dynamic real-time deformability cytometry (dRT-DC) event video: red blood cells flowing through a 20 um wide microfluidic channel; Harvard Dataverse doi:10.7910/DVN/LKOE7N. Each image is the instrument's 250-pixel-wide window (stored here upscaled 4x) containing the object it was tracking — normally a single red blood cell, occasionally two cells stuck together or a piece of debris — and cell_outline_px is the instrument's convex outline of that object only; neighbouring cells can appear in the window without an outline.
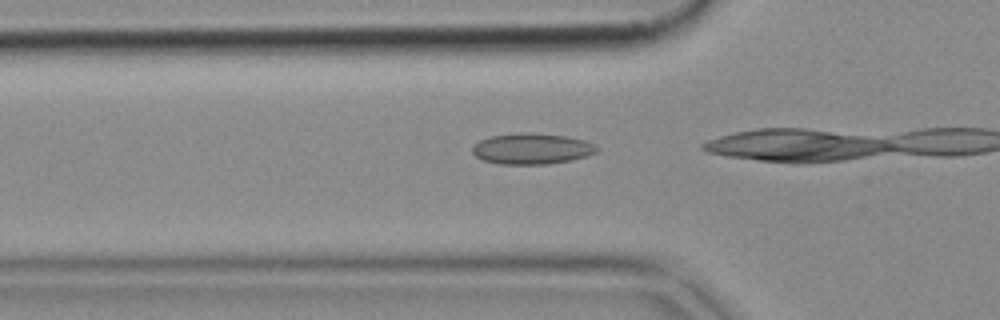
{"species": "common noctule bat (a hibernating species)", "species_latin": "Nyctalus noctula", "temperature_condition": "cold", "stored_images_in_passage": 5, "camera_frame_rate_fps": 3000, "um_per_image_px": 0.085, "animal": {"sex": "female", "body_mass_g": 18.4}, "frame": {"image": 1, "passage_image": 2, "time_ms": 0.333, "image_size_px": [1000, 320], "cell_outline_px": [[600, 148], [596, 152], [584, 156], [568, 160], [548, 164], [500, 164], [484, 160], [476, 156], [472, 152], [472, 148], [480, 140], [488, 136], [520, 132], [524, 132], [564, 136], [584, 140]], "centroid_in_image_um": [45.16, 12.63], "position_along_channel_um": 80.6, "area_um2": 22.14}}